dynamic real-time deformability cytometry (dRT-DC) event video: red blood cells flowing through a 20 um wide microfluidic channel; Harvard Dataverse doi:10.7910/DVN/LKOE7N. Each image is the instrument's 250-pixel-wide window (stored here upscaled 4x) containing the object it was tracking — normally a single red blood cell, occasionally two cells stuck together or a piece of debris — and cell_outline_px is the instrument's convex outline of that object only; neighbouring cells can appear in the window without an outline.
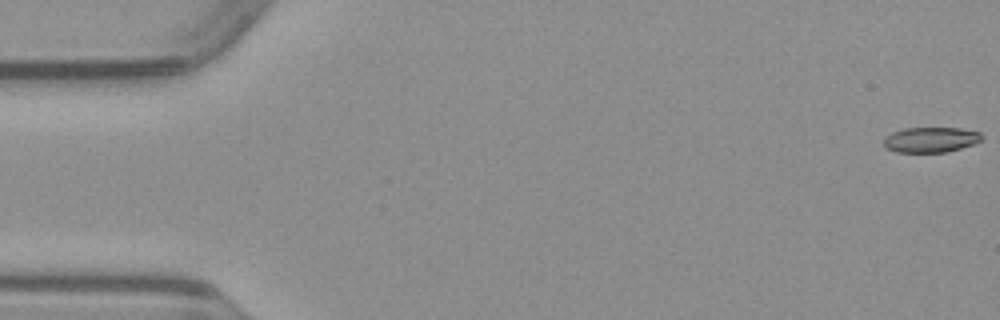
{"species": "common noctule bat (a hibernating species)", "species_latin": "Nyctalus noctula", "temperature_condition": "warm", "stored_images_in_passage": 51, "camera_frame_rate_fps": 3000, "um_per_image_px": 0.085, "animal": {"sex": "male", "body_mass_g": 23.1, "forearm_length_mm": 52.7}, "frame": {"image": 1, "passage_image": 1, "time_ms": 0.0, "image_size_px": [1000, 320], "cell_outline_px": [[984, 136], [976, 144], [948, 152], [896, 152], [884, 148], [884, 136], [892, 132], [904, 128], [960, 128], [980, 132]], "centroid_in_image_um": [79.11, 11.88], "position_along_channel_um": 5.9, "area_um2": 14.68}}
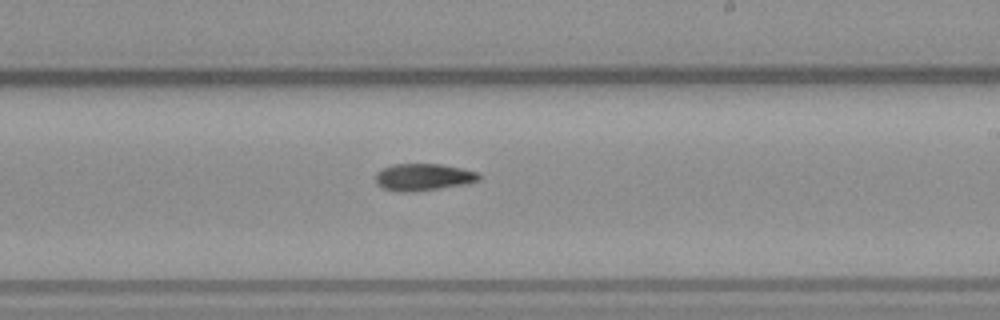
{"frame": {"image": 2, "passage_image": 30, "time_ms": 9.667, "image_size_px": [1000, 320], "cell_outline_px": [[480, 180], [468, 184], [440, 188], [404, 192], [400, 192], [384, 188], [376, 184], [376, 172], [392, 164], [440, 164], [480, 172]], "centroid_in_image_um": [36.01, 15.05], "position_along_channel_um": 253.0, "area_um2": 16.24}}
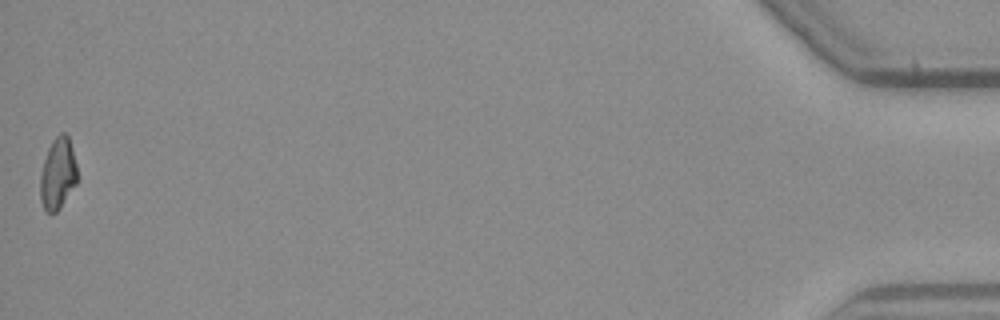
{"frame": {"image": 3, "passage_image": 51, "time_ms": 16.667, "image_size_px": [1000, 320], "cell_outline_px": [[76, 184], [60, 208], [56, 212], [48, 212], [44, 208], [40, 200], [40, 176], [44, 160], [48, 148], [52, 140], [60, 132], [64, 132], [68, 136], [76, 164]], "centroid_in_image_um": [4.9, 14.76], "position_along_channel_um": 430.3, "area_um2": 15.26}}